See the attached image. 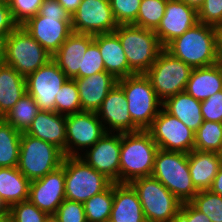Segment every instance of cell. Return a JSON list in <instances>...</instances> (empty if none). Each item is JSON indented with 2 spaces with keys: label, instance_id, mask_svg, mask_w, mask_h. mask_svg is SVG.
<instances>
[{
  "label": "cell",
  "instance_id": "c3c4849f",
  "mask_svg": "<svg viewBox=\"0 0 222 222\" xmlns=\"http://www.w3.org/2000/svg\"><path fill=\"white\" fill-rule=\"evenodd\" d=\"M217 36V63L222 66V25L216 27Z\"/></svg>",
  "mask_w": 222,
  "mask_h": 222
},
{
  "label": "cell",
  "instance_id": "30bf717a",
  "mask_svg": "<svg viewBox=\"0 0 222 222\" xmlns=\"http://www.w3.org/2000/svg\"><path fill=\"white\" fill-rule=\"evenodd\" d=\"M62 166L65 174V199L84 203L113 183L78 156H65Z\"/></svg>",
  "mask_w": 222,
  "mask_h": 222
},
{
  "label": "cell",
  "instance_id": "f5cc1de1",
  "mask_svg": "<svg viewBox=\"0 0 222 222\" xmlns=\"http://www.w3.org/2000/svg\"><path fill=\"white\" fill-rule=\"evenodd\" d=\"M45 222H60L55 214H50L46 217Z\"/></svg>",
  "mask_w": 222,
  "mask_h": 222
},
{
  "label": "cell",
  "instance_id": "ffe728a7",
  "mask_svg": "<svg viewBox=\"0 0 222 222\" xmlns=\"http://www.w3.org/2000/svg\"><path fill=\"white\" fill-rule=\"evenodd\" d=\"M93 41L94 35L72 32L52 59L68 78H82V61Z\"/></svg>",
  "mask_w": 222,
  "mask_h": 222
},
{
  "label": "cell",
  "instance_id": "836d02e7",
  "mask_svg": "<svg viewBox=\"0 0 222 222\" xmlns=\"http://www.w3.org/2000/svg\"><path fill=\"white\" fill-rule=\"evenodd\" d=\"M167 0H141L139 13L133 25L156 30L164 16Z\"/></svg>",
  "mask_w": 222,
  "mask_h": 222
},
{
  "label": "cell",
  "instance_id": "83f0119b",
  "mask_svg": "<svg viewBox=\"0 0 222 222\" xmlns=\"http://www.w3.org/2000/svg\"><path fill=\"white\" fill-rule=\"evenodd\" d=\"M26 93L25 77L13 67L0 64V118H3Z\"/></svg>",
  "mask_w": 222,
  "mask_h": 222
},
{
  "label": "cell",
  "instance_id": "7bdbcfd3",
  "mask_svg": "<svg viewBox=\"0 0 222 222\" xmlns=\"http://www.w3.org/2000/svg\"><path fill=\"white\" fill-rule=\"evenodd\" d=\"M201 113L205 121L222 123V91L201 102Z\"/></svg>",
  "mask_w": 222,
  "mask_h": 222
},
{
  "label": "cell",
  "instance_id": "52a82bcc",
  "mask_svg": "<svg viewBox=\"0 0 222 222\" xmlns=\"http://www.w3.org/2000/svg\"><path fill=\"white\" fill-rule=\"evenodd\" d=\"M129 184L137 192L146 222H175L182 202L159 180L140 177Z\"/></svg>",
  "mask_w": 222,
  "mask_h": 222
},
{
  "label": "cell",
  "instance_id": "4dcf8cb0",
  "mask_svg": "<svg viewBox=\"0 0 222 222\" xmlns=\"http://www.w3.org/2000/svg\"><path fill=\"white\" fill-rule=\"evenodd\" d=\"M39 112L40 108L36 104L33 97L26 93L18 100V102L3 117V119L11 124L16 130L23 133L28 130L35 116Z\"/></svg>",
  "mask_w": 222,
  "mask_h": 222
},
{
  "label": "cell",
  "instance_id": "816d5d0a",
  "mask_svg": "<svg viewBox=\"0 0 222 222\" xmlns=\"http://www.w3.org/2000/svg\"><path fill=\"white\" fill-rule=\"evenodd\" d=\"M9 213V208L5 205V203L0 198V215H5Z\"/></svg>",
  "mask_w": 222,
  "mask_h": 222
},
{
  "label": "cell",
  "instance_id": "7a4b0ae2",
  "mask_svg": "<svg viewBox=\"0 0 222 222\" xmlns=\"http://www.w3.org/2000/svg\"><path fill=\"white\" fill-rule=\"evenodd\" d=\"M165 49L192 68L217 64L216 27L199 22Z\"/></svg>",
  "mask_w": 222,
  "mask_h": 222
},
{
  "label": "cell",
  "instance_id": "11a10c76",
  "mask_svg": "<svg viewBox=\"0 0 222 222\" xmlns=\"http://www.w3.org/2000/svg\"><path fill=\"white\" fill-rule=\"evenodd\" d=\"M218 155H219V158H220L221 163H222V148H221L220 151L218 152Z\"/></svg>",
  "mask_w": 222,
  "mask_h": 222
},
{
  "label": "cell",
  "instance_id": "db71d44e",
  "mask_svg": "<svg viewBox=\"0 0 222 222\" xmlns=\"http://www.w3.org/2000/svg\"><path fill=\"white\" fill-rule=\"evenodd\" d=\"M0 222H10V215L9 213L5 215H0Z\"/></svg>",
  "mask_w": 222,
  "mask_h": 222
},
{
  "label": "cell",
  "instance_id": "ba28073f",
  "mask_svg": "<svg viewBox=\"0 0 222 222\" xmlns=\"http://www.w3.org/2000/svg\"><path fill=\"white\" fill-rule=\"evenodd\" d=\"M51 59L52 56L21 25L5 38L3 63L25 78Z\"/></svg>",
  "mask_w": 222,
  "mask_h": 222
},
{
  "label": "cell",
  "instance_id": "d590c367",
  "mask_svg": "<svg viewBox=\"0 0 222 222\" xmlns=\"http://www.w3.org/2000/svg\"><path fill=\"white\" fill-rule=\"evenodd\" d=\"M190 203L207 215L211 222H222V196L219 194L211 190L198 191Z\"/></svg>",
  "mask_w": 222,
  "mask_h": 222
},
{
  "label": "cell",
  "instance_id": "b9f144b4",
  "mask_svg": "<svg viewBox=\"0 0 222 222\" xmlns=\"http://www.w3.org/2000/svg\"><path fill=\"white\" fill-rule=\"evenodd\" d=\"M105 71L104 61L99 52L98 45L93 41L86 50L82 61V78Z\"/></svg>",
  "mask_w": 222,
  "mask_h": 222
},
{
  "label": "cell",
  "instance_id": "9c48e42d",
  "mask_svg": "<svg viewBox=\"0 0 222 222\" xmlns=\"http://www.w3.org/2000/svg\"><path fill=\"white\" fill-rule=\"evenodd\" d=\"M63 152L53 144L21 133L18 170L30 181L44 177L62 165Z\"/></svg>",
  "mask_w": 222,
  "mask_h": 222
},
{
  "label": "cell",
  "instance_id": "1f68e13d",
  "mask_svg": "<svg viewBox=\"0 0 222 222\" xmlns=\"http://www.w3.org/2000/svg\"><path fill=\"white\" fill-rule=\"evenodd\" d=\"M87 222H109L113 206V183L83 203Z\"/></svg>",
  "mask_w": 222,
  "mask_h": 222
},
{
  "label": "cell",
  "instance_id": "681fc988",
  "mask_svg": "<svg viewBox=\"0 0 222 222\" xmlns=\"http://www.w3.org/2000/svg\"><path fill=\"white\" fill-rule=\"evenodd\" d=\"M186 3L188 6L196 9L197 11L203 6L205 0H181Z\"/></svg>",
  "mask_w": 222,
  "mask_h": 222
},
{
  "label": "cell",
  "instance_id": "9a60e30c",
  "mask_svg": "<svg viewBox=\"0 0 222 222\" xmlns=\"http://www.w3.org/2000/svg\"><path fill=\"white\" fill-rule=\"evenodd\" d=\"M117 27L109 0H82L71 16L72 32L76 33H112Z\"/></svg>",
  "mask_w": 222,
  "mask_h": 222
},
{
  "label": "cell",
  "instance_id": "f35d334b",
  "mask_svg": "<svg viewBox=\"0 0 222 222\" xmlns=\"http://www.w3.org/2000/svg\"><path fill=\"white\" fill-rule=\"evenodd\" d=\"M12 17L18 25L35 16L43 0H7Z\"/></svg>",
  "mask_w": 222,
  "mask_h": 222
},
{
  "label": "cell",
  "instance_id": "f6af8a7d",
  "mask_svg": "<svg viewBox=\"0 0 222 222\" xmlns=\"http://www.w3.org/2000/svg\"><path fill=\"white\" fill-rule=\"evenodd\" d=\"M17 26L7 0H0V37L6 38Z\"/></svg>",
  "mask_w": 222,
  "mask_h": 222
},
{
  "label": "cell",
  "instance_id": "8fae6325",
  "mask_svg": "<svg viewBox=\"0 0 222 222\" xmlns=\"http://www.w3.org/2000/svg\"><path fill=\"white\" fill-rule=\"evenodd\" d=\"M192 70L191 66L163 48L145 75L150 79L157 97L164 102L185 91Z\"/></svg>",
  "mask_w": 222,
  "mask_h": 222
},
{
  "label": "cell",
  "instance_id": "8d00e7d4",
  "mask_svg": "<svg viewBox=\"0 0 222 222\" xmlns=\"http://www.w3.org/2000/svg\"><path fill=\"white\" fill-rule=\"evenodd\" d=\"M10 222H45L48 214L41 211L29 199L9 208Z\"/></svg>",
  "mask_w": 222,
  "mask_h": 222
},
{
  "label": "cell",
  "instance_id": "6da1fadb",
  "mask_svg": "<svg viewBox=\"0 0 222 222\" xmlns=\"http://www.w3.org/2000/svg\"><path fill=\"white\" fill-rule=\"evenodd\" d=\"M21 26L51 56L72 33L71 16L57 0H43L39 12Z\"/></svg>",
  "mask_w": 222,
  "mask_h": 222
},
{
  "label": "cell",
  "instance_id": "44dd1931",
  "mask_svg": "<svg viewBox=\"0 0 222 222\" xmlns=\"http://www.w3.org/2000/svg\"><path fill=\"white\" fill-rule=\"evenodd\" d=\"M74 79L79 91L81 111L94 112H97L109 91L118 82L113 75L106 71Z\"/></svg>",
  "mask_w": 222,
  "mask_h": 222
},
{
  "label": "cell",
  "instance_id": "60d3db41",
  "mask_svg": "<svg viewBox=\"0 0 222 222\" xmlns=\"http://www.w3.org/2000/svg\"><path fill=\"white\" fill-rule=\"evenodd\" d=\"M200 23L218 27L222 25V0H205L198 10Z\"/></svg>",
  "mask_w": 222,
  "mask_h": 222
},
{
  "label": "cell",
  "instance_id": "4fadbf2b",
  "mask_svg": "<svg viewBox=\"0 0 222 222\" xmlns=\"http://www.w3.org/2000/svg\"><path fill=\"white\" fill-rule=\"evenodd\" d=\"M66 156H79L78 151L92 147L106 130L94 111H81L65 116ZM83 149V150H82Z\"/></svg>",
  "mask_w": 222,
  "mask_h": 222
},
{
  "label": "cell",
  "instance_id": "3957f363",
  "mask_svg": "<svg viewBox=\"0 0 222 222\" xmlns=\"http://www.w3.org/2000/svg\"><path fill=\"white\" fill-rule=\"evenodd\" d=\"M158 150L147 130L121 133L120 183L151 176Z\"/></svg>",
  "mask_w": 222,
  "mask_h": 222
},
{
  "label": "cell",
  "instance_id": "f1b7e54d",
  "mask_svg": "<svg viewBox=\"0 0 222 222\" xmlns=\"http://www.w3.org/2000/svg\"><path fill=\"white\" fill-rule=\"evenodd\" d=\"M30 182L17 167H0V198L8 208L29 199Z\"/></svg>",
  "mask_w": 222,
  "mask_h": 222
},
{
  "label": "cell",
  "instance_id": "5bb4252c",
  "mask_svg": "<svg viewBox=\"0 0 222 222\" xmlns=\"http://www.w3.org/2000/svg\"><path fill=\"white\" fill-rule=\"evenodd\" d=\"M26 90L35 100L41 111L54 112L56 94L68 77L51 59L26 78Z\"/></svg>",
  "mask_w": 222,
  "mask_h": 222
},
{
  "label": "cell",
  "instance_id": "f907efd6",
  "mask_svg": "<svg viewBox=\"0 0 222 222\" xmlns=\"http://www.w3.org/2000/svg\"><path fill=\"white\" fill-rule=\"evenodd\" d=\"M4 42L5 38L0 37V64L3 63L4 59Z\"/></svg>",
  "mask_w": 222,
  "mask_h": 222
},
{
  "label": "cell",
  "instance_id": "f546056e",
  "mask_svg": "<svg viewBox=\"0 0 222 222\" xmlns=\"http://www.w3.org/2000/svg\"><path fill=\"white\" fill-rule=\"evenodd\" d=\"M21 132L0 118V167H17Z\"/></svg>",
  "mask_w": 222,
  "mask_h": 222
},
{
  "label": "cell",
  "instance_id": "ab89813d",
  "mask_svg": "<svg viewBox=\"0 0 222 222\" xmlns=\"http://www.w3.org/2000/svg\"><path fill=\"white\" fill-rule=\"evenodd\" d=\"M55 215L60 222H87L83 203L68 199L60 204Z\"/></svg>",
  "mask_w": 222,
  "mask_h": 222
},
{
  "label": "cell",
  "instance_id": "2e32d148",
  "mask_svg": "<svg viewBox=\"0 0 222 222\" xmlns=\"http://www.w3.org/2000/svg\"><path fill=\"white\" fill-rule=\"evenodd\" d=\"M85 150L79 158L113 183H120L121 133L106 132L92 147Z\"/></svg>",
  "mask_w": 222,
  "mask_h": 222
},
{
  "label": "cell",
  "instance_id": "e575fe53",
  "mask_svg": "<svg viewBox=\"0 0 222 222\" xmlns=\"http://www.w3.org/2000/svg\"><path fill=\"white\" fill-rule=\"evenodd\" d=\"M55 112L65 116L81 112V102L75 79L68 78L60 92L56 94Z\"/></svg>",
  "mask_w": 222,
  "mask_h": 222
},
{
  "label": "cell",
  "instance_id": "ac0fdd59",
  "mask_svg": "<svg viewBox=\"0 0 222 222\" xmlns=\"http://www.w3.org/2000/svg\"><path fill=\"white\" fill-rule=\"evenodd\" d=\"M127 103L125 93L118 84L109 91L96 112L106 132L128 133L140 131L132 122Z\"/></svg>",
  "mask_w": 222,
  "mask_h": 222
},
{
  "label": "cell",
  "instance_id": "484cf974",
  "mask_svg": "<svg viewBox=\"0 0 222 222\" xmlns=\"http://www.w3.org/2000/svg\"><path fill=\"white\" fill-rule=\"evenodd\" d=\"M185 91L201 102L222 91V66L193 68Z\"/></svg>",
  "mask_w": 222,
  "mask_h": 222
},
{
  "label": "cell",
  "instance_id": "7dc6e473",
  "mask_svg": "<svg viewBox=\"0 0 222 222\" xmlns=\"http://www.w3.org/2000/svg\"><path fill=\"white\" fill-rule=\"evenodd\" d=\"M213 193L219 194L222 196V163L218 170L216 177L214 178L213 184L210 188Z\"/></svg>",
  "mask_w": 222,
  "mask_h": 222
},
{
  "label": "cell",
  "instance_id": "cb8c5ba5",
  "mask_svg": "<svg viewBox=\"0 0 222 222\" xmlns=\"http://www.w3.org/2000/svg\"><path fill=\"white\" fill-rule=\"evenodd\" d=\"M94 42L104 61L105 71L117 80L129 76V64L118 36L112 33L94 35Z\"/></svg>",
  "mask_w": 222,
  "mask_h": 222
},
{
  "label": "cell",
  "instance_id": "d6a6232c",
  "mask_svg": "<svg viewBox=\"0 0 222 222\" xmlns=\"http://www.w3.org/2000/svg\"><path fill=\"white\" fill-rule=\"evenodd\" d=\"M222 148V123L203 121L195 132L194 150L218 153Z\"/></svg>",
  "mask_w": 222,
  "mask_h": 222
},
{
  "label": "cell",
  "instance_id": "7402d4cb",
  "mask_svg": "<svg viewBox=\"0 0 222 222\" xmlns=\"http://www.w3.org/2000/svg\"><path fill=\"white\" fill-rule=\"evenodd\" d=\"M25 133L55 145L66 156L65 115L40 110Z\"/></svg>",
  "mask_w": 222,
  "mask_h": 222
},
{
  "label": "cell",
  "instance_id": "5b68a950",
  "mask_svg": "<svg viewBox=\"0 0 222 222\" xmlns=\"http://www.w3.org/2000/svg\"><path fill=\"white\" fill-rule=\"evenodd\" d=\"M151 176L182 203L190 202L198 193L191 180L187 153L159 149Z\"/></svg>",
  "mask_w": 222,
  "mask_h": 222
},
{
  "label": "cell",
  "instance_id": "7c38bea8",
  "mask_svg": "<svg viewBox=\"0 0 222 222\" xmlns=\"http://www.w3.org/2000/svg\"><path fill=\"white\" fill-rule=\"evenodd\" d=\"M147 131L161 150L187 154L194 150L195 132L163 108Z\"/></svg>",
  "mask_w": 222,
  "mask_h": 222
},
{
  "label": "cell",
  "instance_id": "bcb514c9",
  "mask_svg": "<svg viewBox=\"0 0 222 222\" xmlns=\"http://www.w3.org/2000/svg\"><path fill=\"white\" fill-rule=\"evenodd\" d=\"M62 7L69 13L70 16H72L82 0H57Z\"/></svg>",
  "mask_w": 222,
  "mask_h": 222
},
{
  "label": "cell",
  "instance_id": "ee69618b",
  "mask_svg": "<svg viewBox=\"0 0 222 222\" xmlns=\"http://www.w3.org/2000/svg\"><path fill=\"white\" fill-rule=\"evenodd\" d=\"M175 222H211L209 217L197 210L190 202L181 204Z\"/></svg>",
  "mask_w": 222,
  "mask_h": 222
},
{
  "label": "cell",
  "instance_id": "74e56055",
  "mask_svg": "<svg viewBox=\"0 0 222 222\" xmlns=\"http://www.w3.org/2000/svg\"><path fill=\"white\" fill-rule=\"evenodd\" d=\"M118 25L134 24L139 13L141 0H109Z\"/></svg>",
  "mask_w": 222,
  "mask_h": 222
},
{
  "label": "cell",
  "instance_id": "e0dca14e",
  "mask_svg": "<svg viewBox=\"0 0 222 222\" xmlns=\"http://www.w3.org/2000/svg\"><path fill=\"white\" fill-rule=\"evenodd\" d=\"M198 21V11L181 0H167L165 13L155 34L163 48L175 38L182 36Z\"/></svg>",
  "mask_w": 222,
  "mask_h": 222
},
{
  "label": "cell",
  "instance_id": "603a6c76",
  "mask_svg": "<svg viewBox=\"0 0 222 222\" xmlns=\"http://www.w3.org/2000/svg\"><path fill=\"white\" fill-rule=\"evenodd\" d=\"M109 222H146L137 192L129 183H113Z\"/></svg>",
  "mask_w": 222,
  "mask_h": 222
},
{
  "label": "cell",
  "instance_id": "d6986e66",
  "mask_svg": "<svg viewBox=\"0 0 222 222\" xmlns=\"http://www.w3.org/2000/svg\"><path fill=\"white\" fill-rule=\"evenodd\" d=\"M65 174L61 165L55 171L30 182L29 200L48 215L55 214L65 200Z\"/></svg>",
  "mask_w": 222,
  "mask_h": 222
},
{
  "label": "cell",
  "instance_id": "277c9868",
  "mask_svg": "<svg viewBox=\"0 0 222 222\" xmlns=\"http://www.w3.org/2000/svg\"><path fill=\"white\" fill-rule=\"evenodd\" d=\"M118 36L129 64V76L145 74L163 49L154 30L133 24L118 25Z\"/></svg>",
  "mask_w": 222,
  "mask_h": 222
},
{
  "label": "cell",
  "instance_id": "d4e9b609",
  "mask_svg": "<svg viewBox=\"0 0 222 222\" xmlns=\"http://www.w3.org/2000/svg\"><path fill=\"white\" fill-rule=\"evenodd\" d=\"M189 172L197 191L210 190L221 165L218 153L192 150L188 153Z\"/></svg>",
  "mask_w": 222,
  "mask_h": 222
},
{
  "label": "cell",
  "instance_id": "4316f807",
  "mask_svg": "<svg viewBox=\"0 0 222 222\" xmlns=\"http://www.w3.org/2000/svg\"><path fill=\"white\" fill-rule=\"evenodd\" d=\"M162 108L194 132L204 121L201 113V101L194 99L186 91L167 98L163 102Z\"/></svg>",
  "mask_w": 222,
  "mask_h": 222
},
{
  "label": "cell",
  "instance_id": "8992f818",
  "mask_svg": "<svg viewBox=\"0 0 222 222\" xmlns=\"http://www.w3.org/2000/svg\"><path fill=\"white\" fill-rule=\"evenodd\" d=\"M117 84L125 93L132 122L140 130H147L163 106L150 79L145 74H134L119 79Z\"/></svg>",
  "mask_w": 222,
  "mask_h": 222
}]
</instances>
